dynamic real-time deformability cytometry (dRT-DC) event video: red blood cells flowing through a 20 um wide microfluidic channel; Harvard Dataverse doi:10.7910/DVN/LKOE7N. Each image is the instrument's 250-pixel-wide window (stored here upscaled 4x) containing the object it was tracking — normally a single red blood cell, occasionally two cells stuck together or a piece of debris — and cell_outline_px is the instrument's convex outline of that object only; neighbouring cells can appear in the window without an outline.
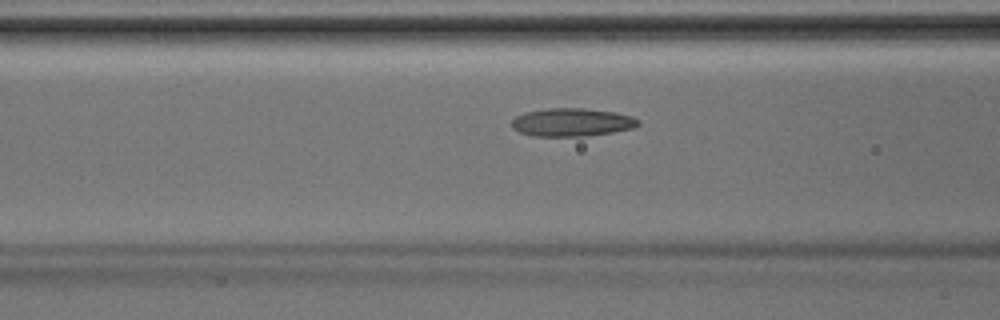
{"species": "Egyptian fruit bat (a non-hibernating species)", "species_latin": "Rousettus aegyptiacus", "temperature_condition": "room temperature", "stored_images_in_passage": 7, "camera_frame_rate_fps": 3000, "um_per_image_px": 0.085, "animal": {"sex": "male"}, "frame": {"image": 1, "passage_image": 6, "time_ms": 1.667, "image_size_px": [1000, 320], "cell_outline_px": [[640, 124], [632, 128], [612, 132], [584, 136], [532, 136], [520, 132], [512, 128], [512, 120], [516, 116], [524, 112], [548, 108], [584, 108], [616, 112], [632, 116], [640, 120]], "centroid_in_image_um": [48.61, 10.38], "position_along_channel_um": 118.0, "area_um2": 20.81}}